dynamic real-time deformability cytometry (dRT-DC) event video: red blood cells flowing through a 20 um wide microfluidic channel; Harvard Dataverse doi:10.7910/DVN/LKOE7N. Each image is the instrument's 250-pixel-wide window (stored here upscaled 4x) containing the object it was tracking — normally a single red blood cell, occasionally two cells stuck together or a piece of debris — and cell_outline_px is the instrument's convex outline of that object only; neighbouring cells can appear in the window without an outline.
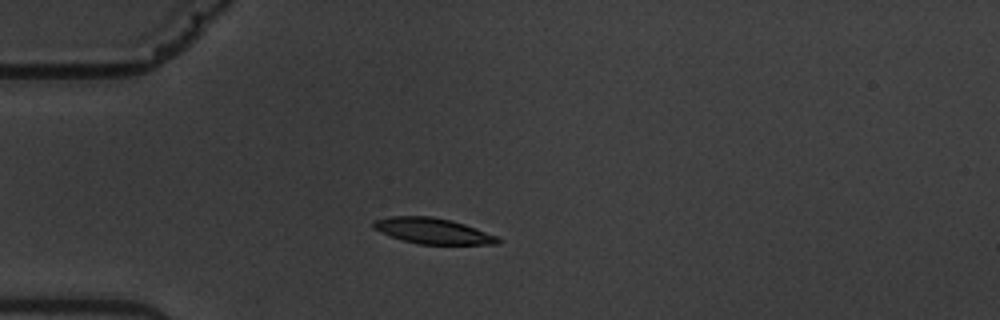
{"species": "common noctule bat (a hibernating species)", "species_latin": "Nyctalus noctula", "temperature_condition": "warm", "stored_images_in_passage": 15, "camera_frame_rate_fps": 3000, "um_per_image_px": 0.085, "animal": {"sex": "male", "body_mass_g": 19.5, "forearm_length_mm": 54.6}, "frame": {"image": 1, "passage_image": 4, "time_ms": 4.333, "image_size_px": [1000, 320], "cell_outline_px": [[500, 244], [420, 244], [404, 240], [380, 232], [372, 228], [372, 220], [392, 216], [432, 216], [452, 220], [476, 228], [496, 236], [500, 240]], "centroid_in_image_um": [36.76, 19.61], "position_along_channel_um": 48.2, "area_um2": 18.55}}
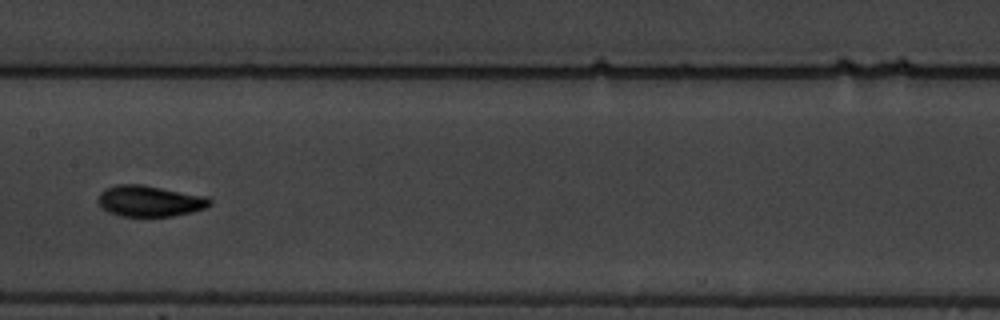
{"frame": {"image": 2, "passage_image": 8, "time_ms": 9.0, "image_size_px": [1000, 320], "cell_outline_px": [[212, 204], [204, 208], [192, 212], [172, 216], [120, 216], [108, 212], [96, 200], [100, 192], [104, 188], [116, 184], [140, 184], [204, 196], [212, 200]], "centroid_in_image_um": [12.68, 17.08], "position_along_channel_um": 194.7, "area_um2": 20.11}}
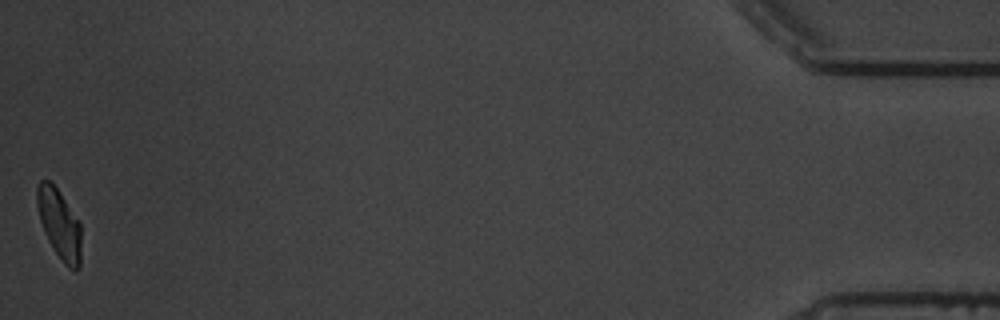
{"frame": {"image": 3, "passage_image": 15, "time_ms": 18.333, "image_size_px": [1000, 320], "cell_outline_px": [[80, 268], [76, 272], [68, 268], [64, 264], [48, 240], [40, 220], [36, 204], [36, 188], [40, 180], [48, 180], [56, 188], [80, 220]], "centroid_in_image_um": [5.05, 19.05], "position_along_channel_um": 430.2, "area_um2": 17.92}, "authors_computed_cell_mechanics": {"area_um2": 19.1318, "velocity_mm_per_s": 3.5111, "shape_relaxation_time_tau1_ms": 3.5065, "shape_relaxation_time_tau2_ms": 1.7903, "deformation_change_tau1": 0.1619, "deformation_change_tau2": 0.0474}}